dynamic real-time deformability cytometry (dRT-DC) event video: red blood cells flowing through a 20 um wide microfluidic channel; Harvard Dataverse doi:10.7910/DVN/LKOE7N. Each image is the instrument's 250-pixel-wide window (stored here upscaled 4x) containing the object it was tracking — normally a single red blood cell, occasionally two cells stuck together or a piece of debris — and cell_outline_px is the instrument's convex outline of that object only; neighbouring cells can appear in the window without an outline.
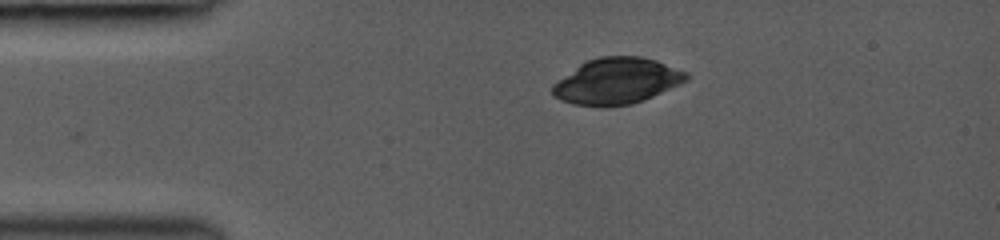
{"species": "common noctule bat (a hibernating species)", "species_latin": "Nyctalus noctula", "temperature_condition": "room temperature", "stored_images_in_passage": 31, "camera_frame_rate_fps": 3000, "um_per_image_px": 0.085, "animal": {"sex": "female", "body_mass_g": 19.0, "forearm_length_mm": 53.3}, "frame": {"image": 1, "passage_image": 1, "time_ms": 0.0, "image_size_px": [1000, 240], "cell_outline_px": [[688, 80], [680, 84], [644, 100], [632, 104], [572, 104], [560, 100], [552, 96], [552, 84], [580, 64], [588, 60], [600, 56], [640, 56], [656, 60], [688, 72]], "centroid_in_image_um": [52.44, 6.86], "position_along_channel_um": 32.6, "area_um2": 35.37}}